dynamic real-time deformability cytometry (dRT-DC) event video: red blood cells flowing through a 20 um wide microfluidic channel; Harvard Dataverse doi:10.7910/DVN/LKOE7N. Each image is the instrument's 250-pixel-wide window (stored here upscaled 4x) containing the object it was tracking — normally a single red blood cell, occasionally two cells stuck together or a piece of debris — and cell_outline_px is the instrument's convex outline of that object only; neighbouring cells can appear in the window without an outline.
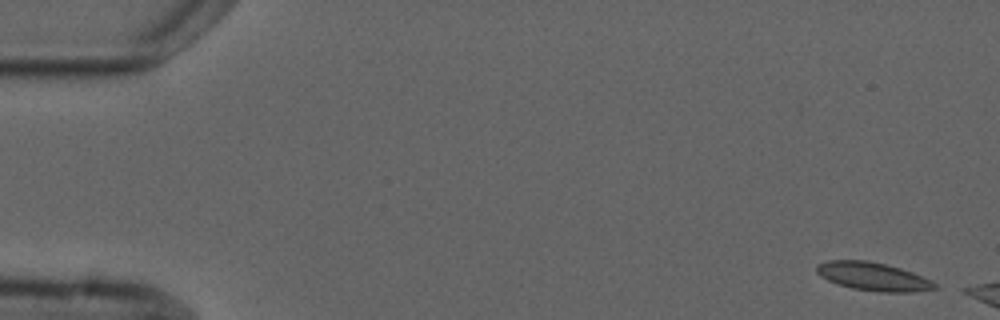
{"species": "common noctule bat (a hibernating species)", "species_latin": "Nyctalus noctula", "temperature_condition": "cold", "stored_images_in_passage": 3, "camera_frame_rate_fps": 3000, "um_per_image_px": 0.085, "animal": {"sex": "male", "forearm_length_mm": 52.5}, "frame": {"image": 1, "passage_image": 1, "time_ms": 0.0, "image_size_px": [1000, 320], "cell_outline_px": [[940, 288], [912, 292], [880, 292], [852, 288], [828, 280], [820, 276], [816, 272], [816, 264], [828, 260], [868, 260], [900, 268], [912, 272], [936, 284]], "centroid_in_image_um": [74.18, 23.5], "position_along_channel_um": 10.8, "area_um2": 19.31}}